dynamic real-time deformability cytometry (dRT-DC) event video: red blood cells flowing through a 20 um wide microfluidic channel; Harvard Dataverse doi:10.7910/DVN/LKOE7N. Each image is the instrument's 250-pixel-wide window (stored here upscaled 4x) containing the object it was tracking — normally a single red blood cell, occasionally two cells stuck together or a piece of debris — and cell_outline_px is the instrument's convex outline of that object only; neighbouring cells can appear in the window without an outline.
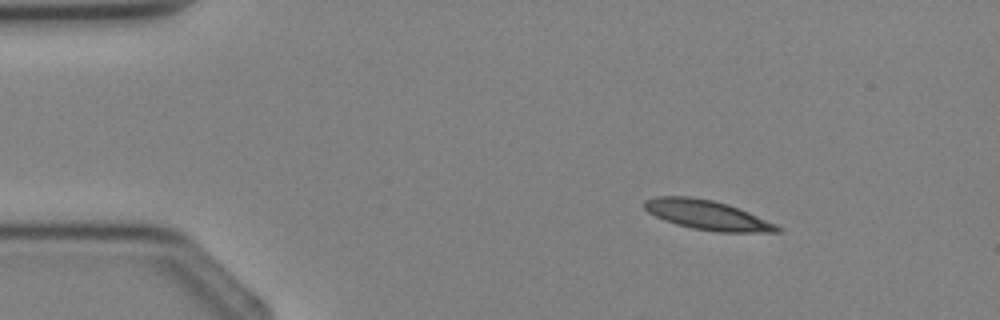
{"species": "Egyptian fruit bat (a non-hibernating species)", "species_latin": "Rousettus aegyptiacus", "temperature_condition": "cold", "stored_images_in_passage": 2, "camera_frame_rate_fps": 3000, "um_per_image_px": 0.085, "animal": {"sex": "female"}, "frame": {"image": 1, "passage_image": 1, "time_ms": 0.0, "image_size_px": [1000, 320], "cell_outline_px": [[784, 232], [716, 232], [692, 228], [676, 224], [664, 220], [648, 212], [644, 208], [644, 200], [656, 196], [688, 196], [712, 200], [728, 204], [748, 212], [776, 224], [784, 228]], "centroid_in_image_um": [60.13, 18.28], "position_along_channel_um": 24.9, "area_um2": 22.89}}